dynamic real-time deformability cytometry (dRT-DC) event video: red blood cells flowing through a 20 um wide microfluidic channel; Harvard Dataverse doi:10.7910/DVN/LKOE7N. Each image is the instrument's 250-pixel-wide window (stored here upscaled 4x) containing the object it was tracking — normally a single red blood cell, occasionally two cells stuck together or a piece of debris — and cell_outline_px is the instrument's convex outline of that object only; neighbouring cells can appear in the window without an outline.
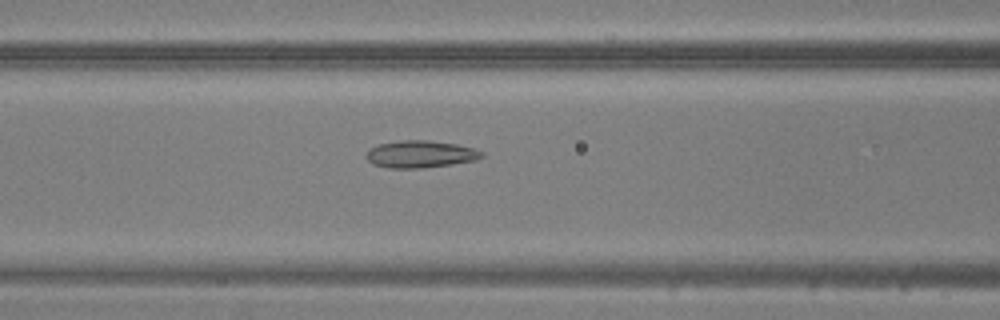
{"species": "common noctule bat (a hibernating species)", "species_latin": "Nyctalus noctula", "temperature_condition": "warm", "stored_images_in_passage": 38, "camera_frame_rate_fps": 3000, "um_per_image_px": 0.085, "animal": {"sex": "male", "body_mass_g": 20.5, "forearm_length_mm": 52.5}, "frame": {"image": 1, "passage_image": 20, "time_ms": 6.333, "image_size_px": [1000, 320], "cell_outline_px": [[484, 156], [476, 160], [452, 164], [420, 168], [388, 168], [372, 164], [364, 156], [368, 148], [380, 144], [400, 140], [428, 140], [456, 144], [472, 148], [484, 152]], "centroid_in_image_um": [35.7, 13.1], "position_along_channel_um": 130.9, "area_um2": 18.38}}
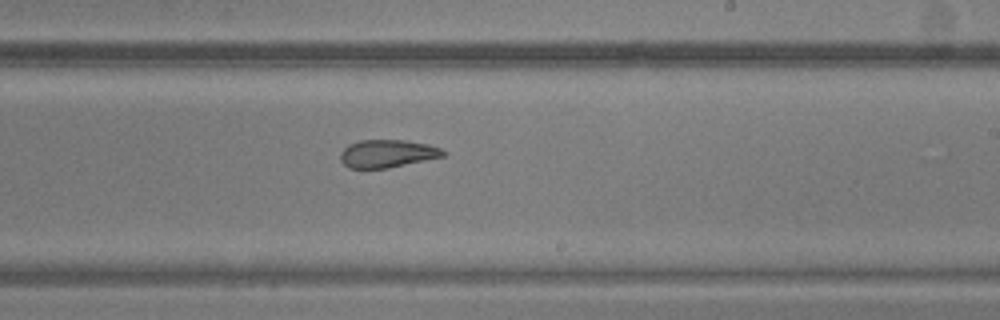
{"frame": {"image": 2, "passage_image": 29, "time_ms": 9.333, "image_size_px": [1000, 320], "cell_outline_px": [[448, 152], [444, 156], [388, 168], [348, 168], [340, 160], [340, 152], [348, 144], [360, 140], [404, 140], [428, 144], [440, 148]], "centroid_in_image_um": [32.91, 13.05], "position_along_channel_um": 256.1, "area_um2": 16.7}}
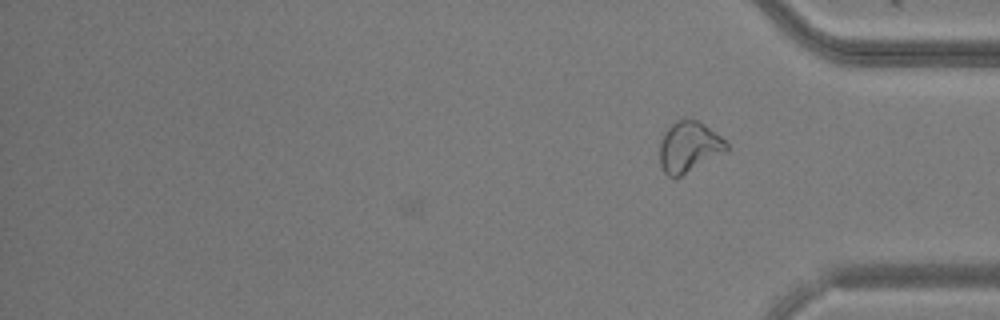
{"frame": {"image": 3, "passage_image": 38, "time_ms": 12.333, "image_size_px": [1000, 320], "cell_outline_px": [[728, 152], [676, 180], [668, 176], [664, 172], [660, 164], [660, 140], [664, 132], [676, 120], [700, 120], [720, 136], [728, 144]], "centroid_in_image_um": [58.58, 12.54], "position_along_channel_um": 376.6, "area_um2": 20.29}}